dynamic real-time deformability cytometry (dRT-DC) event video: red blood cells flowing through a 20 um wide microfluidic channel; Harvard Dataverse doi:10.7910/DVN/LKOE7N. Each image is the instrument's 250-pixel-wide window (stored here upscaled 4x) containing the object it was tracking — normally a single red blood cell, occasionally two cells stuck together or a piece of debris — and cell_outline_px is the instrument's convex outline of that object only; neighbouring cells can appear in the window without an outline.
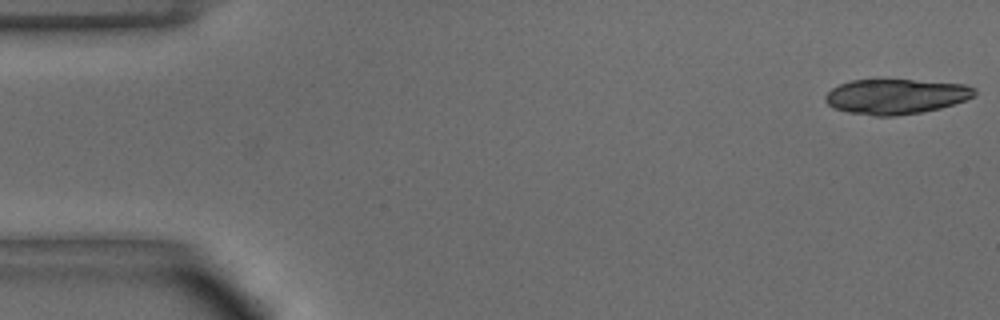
{"species": "common noctule bat (a hibernating species)", "species_latin": "Nyctalus noctula", "temperature_condition": "warm", "stored_images_in_passage": 3, "camera_frame_rate_fps": 3000, "um_per_image_px": 0.085, "animal": {"sex": "male", "body_mass_g": 15.6}, "frame": {"image": 1, "passage_image": 1, "time_ms": 0.0, "image_size_px": [1000, 320], "cell_outline_px": [[968, 96], [960, 100], [948, 104], [932, 108], [908, 112], [872, 112], [840, 108], [836, 104], [848, 84], [864, 80], [904, 80], [948, 84], [968, 88]], "centroid_in_image_um": [76.39, 8.14], "position_along_channel_um": 8.6, "area_um2": 24.22}}